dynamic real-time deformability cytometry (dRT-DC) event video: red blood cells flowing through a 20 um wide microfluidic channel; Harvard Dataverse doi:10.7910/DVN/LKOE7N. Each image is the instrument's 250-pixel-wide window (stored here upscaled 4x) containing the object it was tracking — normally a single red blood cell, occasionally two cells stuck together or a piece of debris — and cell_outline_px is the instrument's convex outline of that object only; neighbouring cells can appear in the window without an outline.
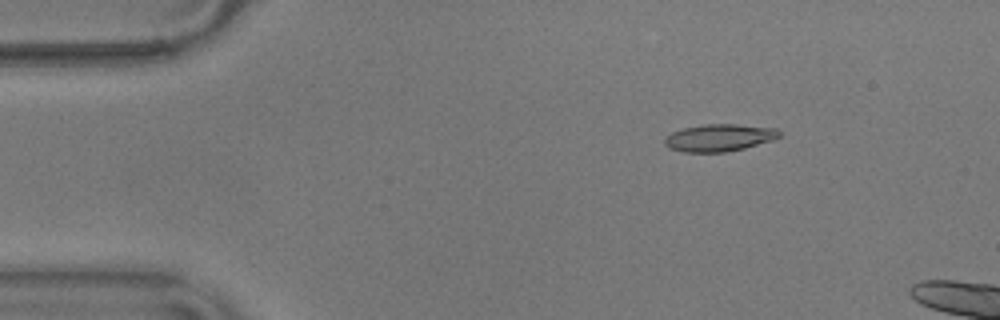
{"species": "common noctule bat (a hibernating species)", "species_latin": "Nyctalus noctula", "temperature_condition": "warm", "stored_images_in_passage": 13, "camera_frame_rate_fps": 3000, "um_per_image_px": 0.085, "animal": {"sex": "male", "body_mass_g": 17.9}, "frame": {"image": 1, "passage_image": 8, "time_ms": 2.333, "image_size_px": [1000, 320], "cell_outline_px": [[780, 136], [772, 140], [744, 148], [724, 152], [684, 152], [672, 148], [664, 144], [664, 136], [672, 132], [684, 128], [704, 124], [736, 124], [776, 128], [780, 132]], "centroid_in_image_um": [61.12, 11.7], "position_along_channel_um": 23.9, "area_um2": 18.09}}